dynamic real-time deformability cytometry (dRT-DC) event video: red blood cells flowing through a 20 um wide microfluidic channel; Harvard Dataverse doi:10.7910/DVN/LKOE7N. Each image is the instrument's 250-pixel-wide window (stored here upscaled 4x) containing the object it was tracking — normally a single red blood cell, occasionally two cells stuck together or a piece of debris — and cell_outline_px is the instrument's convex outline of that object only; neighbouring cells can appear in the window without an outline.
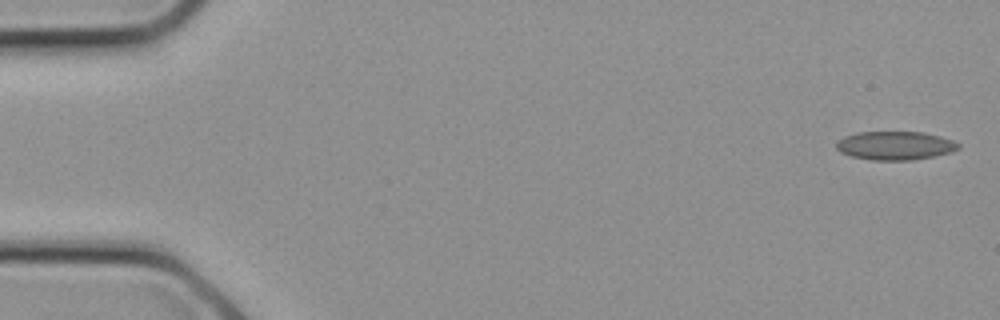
{"species": "common noctule bat (a hibernating species)", "species_latin": "Nyctalus noctula", "temperature_condition": "cold", "stored_images_in_passage": 17, "camera_frame_rate_fps": 3000, "um_per_image_px": 0.085, "animal": {"sex": "female", "body_mass_g": 21.9}, "frame": {"image": 1, "passage_image": 1, "time_ms": 0.0, "image_size_px": [1000, 320], "cell_outline_px": [[960, 148], [952, 152], [912, 160], [872, 160], [852, 156], [840, 152], [836, 148], [836, 144], [844, 136], [856, 132], [924, 132], [940, 136], [952, 140], [960, 144]], "centroid_in_image_um": [76.09, 12.37], "position_along_channel_um": 8.9, "area_um2": 20.29}}
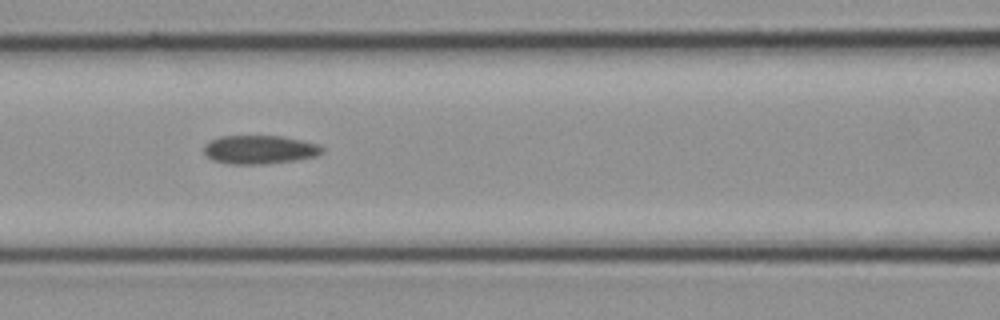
{"frame": {"image": 2, "passage_image": 11, "time_ms": 3.333, "image_size_px": [1000, 320], "cell_outline_px": [[324, 152], [316, 156], [296, 160], [264, 164], [232, 164], [212, 160], [204, 152], [204, 144], [208, 140], [220, 136], [284, 136], [320, 144], [324, 148]], "centroid_in_image_um": [22.08, 12.71], "position_along_channel_um": 144.5, "area_um2": 19.94}}
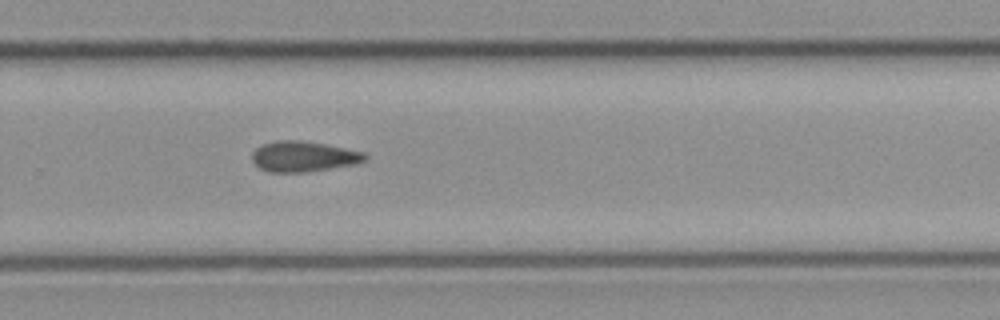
{"frame": {"image": 3, "passage_image": 17, "time_ms": 5.333, "image_size_px": [1000, 320], "cell_outline_px": [[368, 160], [356, 164], [304, 172], [268, 172], [260, 168], [252, 160], [252, 152], [256, 148], [264, 144], [276, 140], [296, 140], [324, 144], [364, 152], [368, 156]], "centroid_in_image_um": [25.81, 13.3], "position_along_channel_um": 304.0, "area_um2": 19.94}}